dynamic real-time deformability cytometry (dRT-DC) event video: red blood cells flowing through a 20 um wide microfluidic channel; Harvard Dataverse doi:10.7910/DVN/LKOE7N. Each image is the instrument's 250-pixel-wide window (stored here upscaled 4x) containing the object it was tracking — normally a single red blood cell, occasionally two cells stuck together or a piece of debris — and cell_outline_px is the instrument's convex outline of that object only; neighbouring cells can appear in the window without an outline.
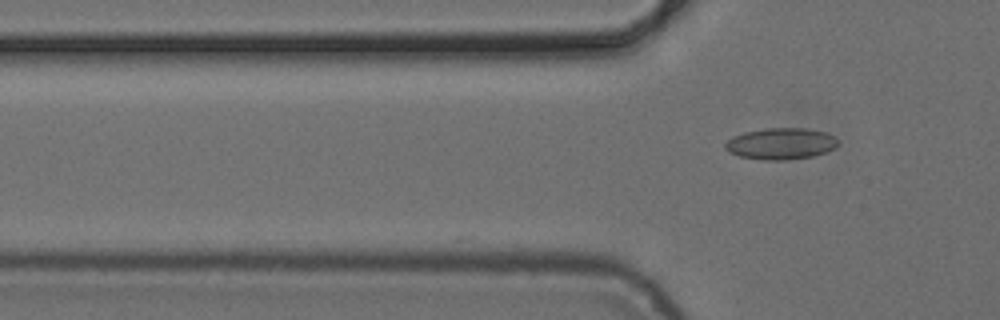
{"species": "common noctule bat (a hibernating species)", "species_latin": "Nyctalus noctula", "temperature_condition": "cold", "stored_images_in_passage": 5, "camera_frame_rate_fps": 3000, "um_per_image_px": 0.085, "animal": {"sex": "female", "body_mass_g": 24.6, "forearm_length_mm": 56.2}, "frame": {"image": 1, "passage_image": 5, "time_ms": 4.667, "image_size_px": [1000, 320], "cell_outline_px": [[840, 144], [836, 148], [828, 152], [812, 156], [784, 160], [760, 160], [740, 156], [728, 152], [724, 148], [724, 144], [732, 136], [744, 132], [764, 128], [808, 128], [828, 132], [836, 136], [840, 140]], "centroid_in_image_um": [66.43, 12.2], "position_along_channel_um": 59.4, "area_um2": 21.21}}